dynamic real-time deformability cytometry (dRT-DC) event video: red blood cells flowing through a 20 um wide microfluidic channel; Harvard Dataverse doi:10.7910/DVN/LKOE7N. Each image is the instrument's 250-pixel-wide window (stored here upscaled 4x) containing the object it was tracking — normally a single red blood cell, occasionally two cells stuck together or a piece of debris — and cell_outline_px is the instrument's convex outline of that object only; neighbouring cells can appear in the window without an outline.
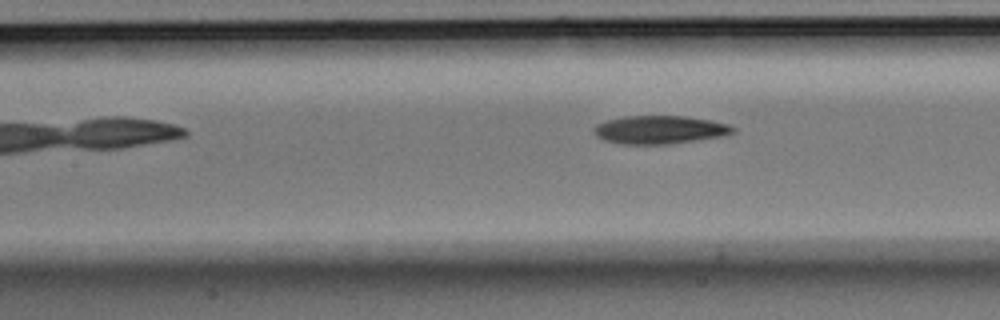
{"species": "Egyptian fruit bat (a non-hibernating species)", "species_latin": "Rousettus aegyptiacus", "temperature_condition": "room temperature", "stored_images_in_passage": 7, "camera_frame_rate_fps": 3000, "um_per_image_px": 0.085, "animal": {"sex": "male"}, "frame": {"image": 1, "passage_image": 7, "time_ms": 2.0, "image_size_px": [1000, 320], "cell_outline_px": [[736, 132], [720, 136], [672, 144], [620, 144], [604, 140], [596, 136], [592, 132], [592, 128], [596, 124], [608, 120], [624, 116], [684, 116], [712, 120], [728, 124], [736, 128]], "centroid_in_image_um": [56.05, 11.03], "position_along_channel_um": 151.3, "area_um2": 23.0}}